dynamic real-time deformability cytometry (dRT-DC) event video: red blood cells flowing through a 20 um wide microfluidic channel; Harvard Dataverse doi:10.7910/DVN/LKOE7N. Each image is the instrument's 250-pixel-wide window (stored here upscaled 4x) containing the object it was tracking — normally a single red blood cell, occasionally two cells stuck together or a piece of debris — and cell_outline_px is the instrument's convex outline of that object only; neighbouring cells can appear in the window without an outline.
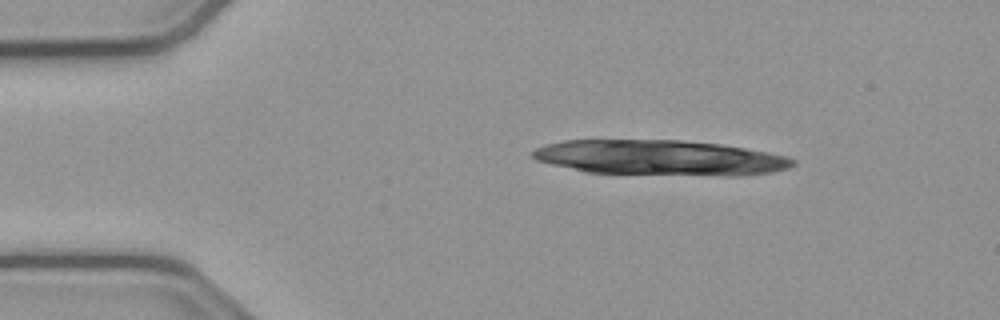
{"species": "common noctule bat (a hibernating species)", "species_latin": "Nyctalus noctula", "temperature_condition": "cold", "stored_images_in_passage": 13, "camera_frame_rate_fps": 3000, "um_per_image_px": 0.085, "animal": {"sex": "male", "body_mass_g": 23.1, "forearm_length_mm": 52.7}, "frame": {"image": 1, "passage_image": 8, "time_ms": 2.333, "image_size_px": [1000, 320], "cell_outline_px": [[744, 152], [732, 164], [724, 168], [704, 172], [612, 172], [584, 168], [572, 164], [664, 144], [704, 144], [728, 148]], "centroid_in_image_um": [56.7, 13.55], "position_along_channel_um": 28.3, "area_um2": 24.33}}